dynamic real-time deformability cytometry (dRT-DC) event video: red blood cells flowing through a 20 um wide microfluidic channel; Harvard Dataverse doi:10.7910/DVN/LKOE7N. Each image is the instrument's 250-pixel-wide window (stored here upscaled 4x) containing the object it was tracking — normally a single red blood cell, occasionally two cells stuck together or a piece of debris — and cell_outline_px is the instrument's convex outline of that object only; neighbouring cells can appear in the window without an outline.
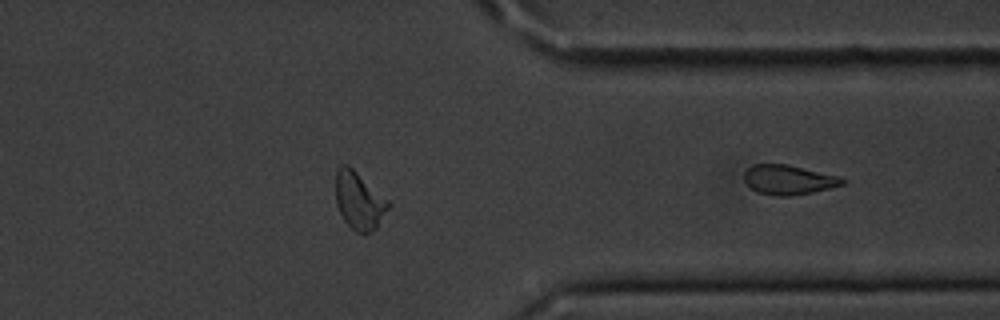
{"species": "common noctule bat (a hibernating species)", "species_latin": "Nyctalus noctula", "temperature_condition": "cold", "stored_images_in_passage": 29, "segment_of_instrument_passage": [2, 2], "camera_frame_rate_fps": 3000, "um_per_image_px": 0.085, "animal": {"sex": "male", "body_mass_g": 20.1, "forearm_length_mm": 53.5}, "frame": {"image": 1, "passage_image": 29, "time_ms": 9.333, "image_size_px": [1000, 320], "cell_outline_px": [[848, 180], [844, 184], [812, 192], [788, 196], [776, 196], [756, 192], [744, 180], [744, 172], [752, 164], [788, 164], [840, 176]], "centroid_in_image_um": [67.04, 15.27], "position_along_channel_um": 344.4, "area_um2": 16.99}}